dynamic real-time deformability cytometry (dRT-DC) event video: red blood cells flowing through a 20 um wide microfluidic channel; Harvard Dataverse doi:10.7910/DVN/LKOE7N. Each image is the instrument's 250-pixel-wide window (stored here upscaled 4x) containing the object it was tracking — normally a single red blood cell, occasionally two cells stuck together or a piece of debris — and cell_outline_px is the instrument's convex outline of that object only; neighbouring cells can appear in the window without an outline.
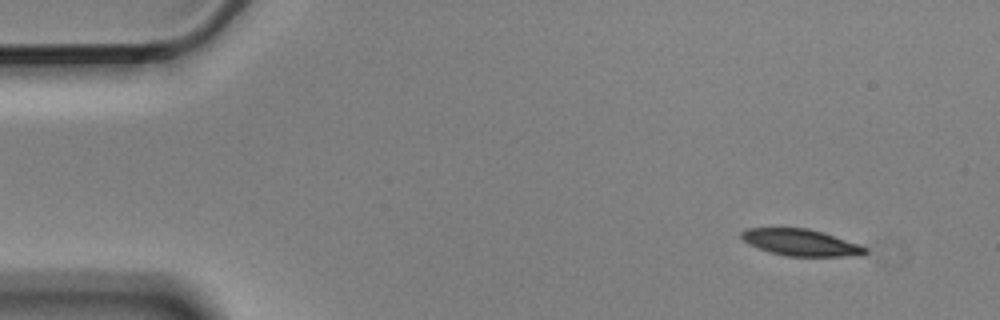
{"species": "Egyptian fruit bat (a non-hibernating species)", "species_latin": "Rousettus aegyptiacus", "temperature_condition": "cold", "stored_images_in_passage": 5, "segment_of_instrument_passage": [2, 2], "camera_frame_rate_fps": 3000, "um_per_image_px": 0.085, "animal": {"sex": "male"}, "frame": {"image": 1, "passage_image": 5, "time_ms": 1.333, "image_size_px": [1000, 320], "cell_outline_px": [[868, 252], [864, 256], [784, 256], [768, 252], [756, 248], [748, 244], [740, 236], [740, 232], [748, 228], [808, 228], [860, 244], [868, 248]], "centroid_in_image_um": [68.08, 20.63], "position_along_channel_um": 16.9, "area_um2": 19.42}}